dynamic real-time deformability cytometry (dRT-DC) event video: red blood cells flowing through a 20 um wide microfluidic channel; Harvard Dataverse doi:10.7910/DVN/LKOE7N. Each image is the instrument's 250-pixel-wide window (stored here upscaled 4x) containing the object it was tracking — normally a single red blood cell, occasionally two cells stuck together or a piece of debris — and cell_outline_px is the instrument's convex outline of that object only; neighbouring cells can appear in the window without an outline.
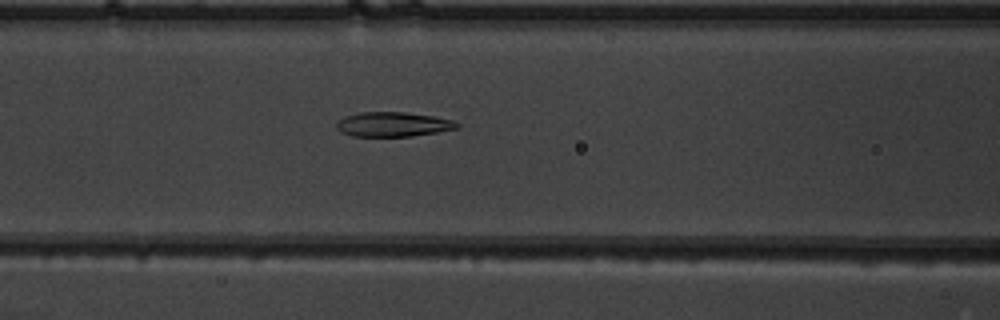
{"species": "common noctule bat (a hibernating species)", "species_latin": "Nyctalus noctula", "temperature_condition": "warm", "stored_images_in_passage": 39, "camera_frame_rate_fps": 3000, "um_per_image_px": 0.085, "animal": {"sex": "male", "body_mass_g": 19.5, "forearm_length_mm": 54.6}, "frame": {"image": 1, "passage_image": 9, "time_ms": 2.667, "image_size_px": [1000, 320], "cell_outline_px": [[460, 128], [412, 136], [352, 136], [340, 132], [336, 128], [336, 124], [344, 116], [360, 112], [404, 112], [432, 116], [452, 120], [460, 124]], "centroid_in_image_um": [33.39, 10.57], "position_along_channel_um": 133.2, "area_um2": 17.22}}
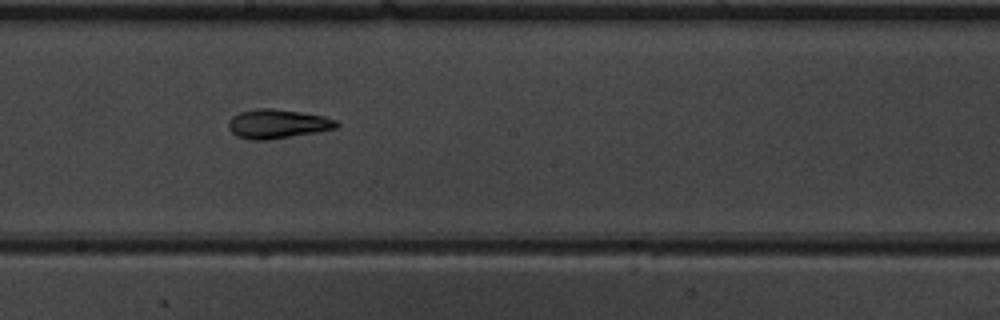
{"frame": {"image": 2, "passage_image": 16, "time_ms": 5.0, "image_size_px": [1000, 320], "cell_outline_px": [[340, 124], [336, 128], [316, 132], [268, 140], [248, 140], [236, 136], [228, 128], [228, 120], [232, 116], [240, 112], [256, 108], [272, 108], [300, 112], [324, 116], [336, 120]], "centroid_in_image_um": [23.55, 10.53], "position_along_channel_um": 224.6, "area_um2": 18.44}}
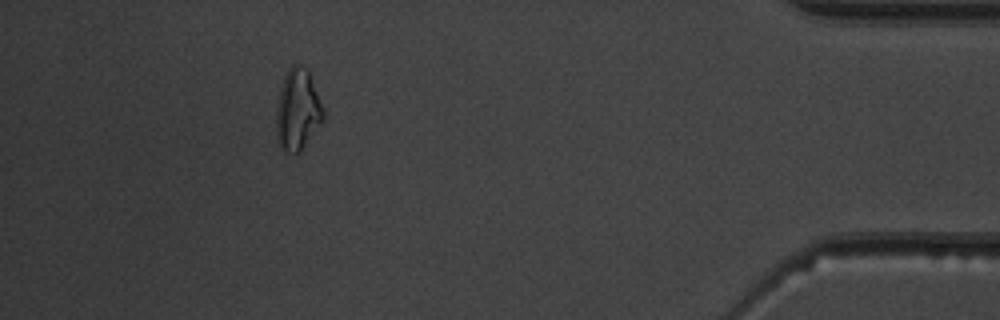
{"frame": {"image": 3, "passage_image": 34, "time_ms": 11.0, "image_size_px": [1000, 320], "cell_outline_px": [[324, 120], [300, 152], [296, 156], [284, 152], [280, 148], [276, 136], [276, 108], [280, 88], [284, 72], [292, 64], [300, 64], [308, 68], [324, 108]], "centroid_in_image_um": [25.29, 9.34], "position_along_channel_um": 409.9, "area_um2": 23.06}, "authors_computed_cell_mechanics": {"area_um2": 18.0336, "velocity_mm_per_s": 3.9281, "shape_relaxation_time_tau1_ms": null, "shape_relaxation_time_tau2_ms": 2.6849, "deformation_change_tau1": null, "deformation_change_tau2": 0.1014}}